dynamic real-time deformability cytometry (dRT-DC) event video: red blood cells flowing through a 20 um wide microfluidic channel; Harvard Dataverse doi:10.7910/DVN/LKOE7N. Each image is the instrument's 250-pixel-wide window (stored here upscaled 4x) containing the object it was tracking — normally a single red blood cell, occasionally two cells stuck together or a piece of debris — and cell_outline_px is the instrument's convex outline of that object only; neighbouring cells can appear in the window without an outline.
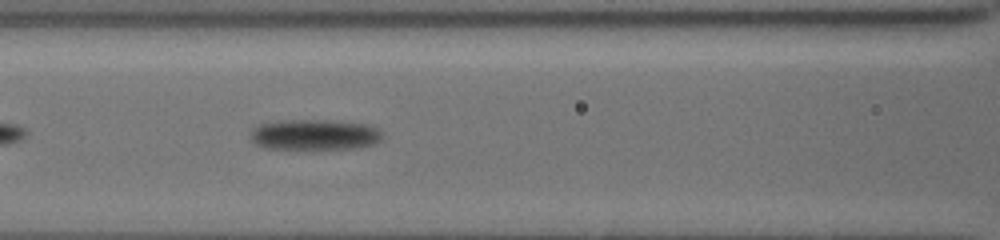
{"species": "common noctule bat (a hibernating species)", "species_latin": "Nyctalus noctula", "temperature_condition": "cold", "stored_images_in_passage": 40, "camera_frame_rate_fps": 3000, "um_per_image_px": 0.085, "animal": {"sex": "female", "body_mass_g": 19.5, "forearm_length_mm": 54.1}, "frame": {"image": 1, "passage_image": 9, "time_ms": 2.667, "image_size_px": [1000, 240], "cell_outline_px": [[380, 136], [372, 144], [360, 148], [264, 148], [256, 144], [252, 140], [252, 128], [260, 124], [284, 120], [320, 120], [364, 124], [376, 128], [380, 132]], "centroid_in_image_um": [26.68, 11.44], "position_along_channel_um": 139.9, "area_um2": 22.83}}
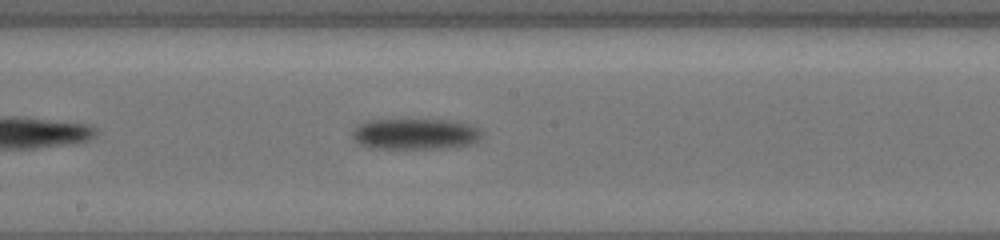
{"frame": {"image": 2, "passage_image": 15, "time_ms": 4.667, "image_size_px": [1000, 240], "cell_outline_px": [[480, 132], [476, 140], [468, 144], [440, 148], [372, 148], [360, 144], [352, 136], [352, 132], [360, 124], [368, 120], [436, 120], [460, 124], [476, 128]], "centroid_in_image_um": [35.15, 11.4], "position_along_channel_um": 213.0, "area_um2": 22.25}}
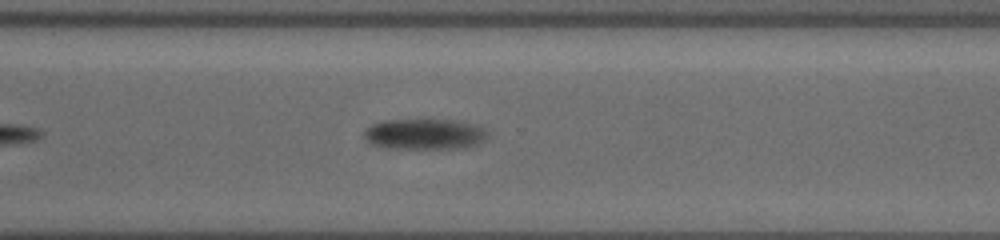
{"frame": {"image": 3, "passage_image": 25, "time_ms": 8.0, "image_size_px": [1000, 240], "cell_outline_px": [[484, 140], [476, 144], [464, 148], [384, 148], [368, 140], [364, 132], [368, 128], [376, 124], [388, 120], [452, 120], [476, 124], [484, 132]], "centroid_in_image_um": [36.11, 11.4], "position_along_channel_um": 334.5, "area_um2": 21.33}, "authors_computed_cell_mechanics": {"area_um2": 21.964, "velocity_mm_per_s": 3.6594, "shape_relaxation_time_tau1_ms": 0.7526, "shape_relaxation_time_tau2_ms": null, "deformation_change_tau1": 0.0667, "deformation_change_tau2": null}}